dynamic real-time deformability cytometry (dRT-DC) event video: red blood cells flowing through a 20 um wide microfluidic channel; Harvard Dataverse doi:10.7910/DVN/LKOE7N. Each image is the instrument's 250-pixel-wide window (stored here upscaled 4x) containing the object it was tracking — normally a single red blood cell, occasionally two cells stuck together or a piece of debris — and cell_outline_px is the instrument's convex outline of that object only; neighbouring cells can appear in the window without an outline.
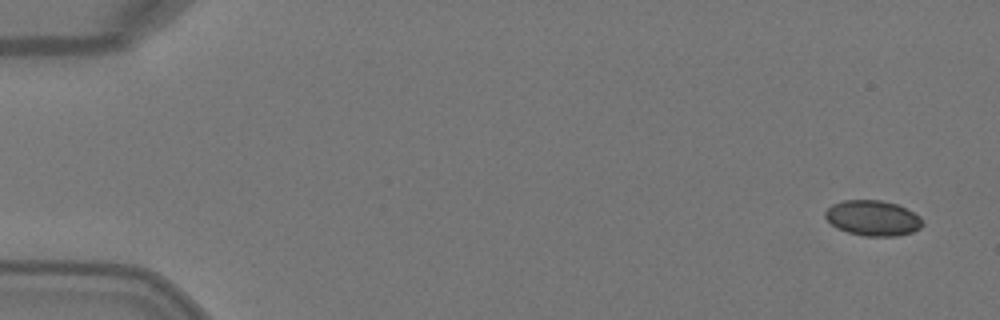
{"species": "Egyptian fruit bat (a non-hibernating species)", "species_latin": "Rousettus aegyptiacus", "temperature_condition": "warm", "stored_images_in_passage": 4, "camera_frame_rate_fps": 3000, "um_per_image_px": 0.085, "animal": {"sex": "female"}, "frame": {"image": 1, "passage_image": 1, "time_ms": 0.0, "image_size_px": [1000, 320], "cell_outline_px": [[924, 224], [920, 228], [912, 232], [896, 236], [864, 236], [848, 232], [836, 228], [824, 216], [824, 212], [832, 204], [844, 200], [880, 200], [896, 204], [920, 216]], "centroid_in_image_um": [74.18, 18.54], "position_along_channel_um": 10.8, "area_um2": 20.0}}